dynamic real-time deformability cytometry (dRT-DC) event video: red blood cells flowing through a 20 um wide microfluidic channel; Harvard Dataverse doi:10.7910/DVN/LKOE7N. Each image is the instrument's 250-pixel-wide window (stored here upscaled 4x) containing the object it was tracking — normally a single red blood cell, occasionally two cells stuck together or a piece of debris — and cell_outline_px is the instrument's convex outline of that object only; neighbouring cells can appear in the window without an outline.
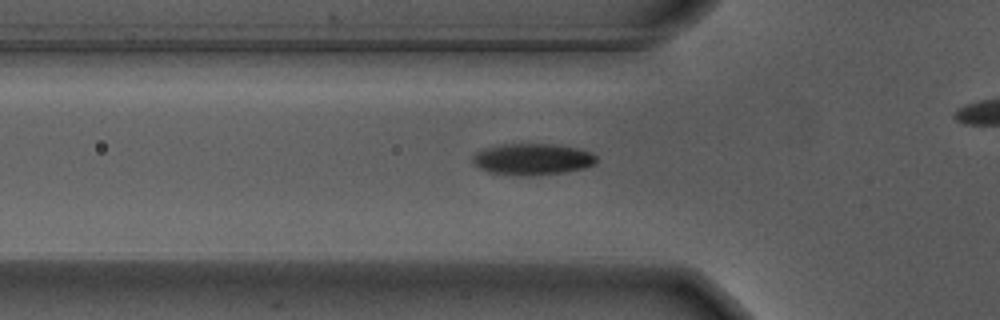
{"species": "Egyptian fruit bat (a non-hibernating species)", "species_latin": "Rousettus aegyptiacus", "temperature_condition": "warm", "stored_images_in_passage": 45, "camera_frame_rate_fps": 3000, "um_per_image_px": 0.085, "animal": {"sex": "male"}, "frame": {"image": 1, "passage_image": 18, "time_ms": 5.667, "image_size_px": [1000, 320], "cell_outline_px": [[596, 164], [584, 168], [564, 172], [532, 176], [512, 176], [488, 172], [472, 164], [472, 156], [476, 152], [488, 148], [504, 144], [552, 144], [576, 148], [592, 152], [596, 156]], "centroid_in_image_um": [45.24, 13.55], "position_along_channel_um": 80.6, "area_um2": 22.83}}
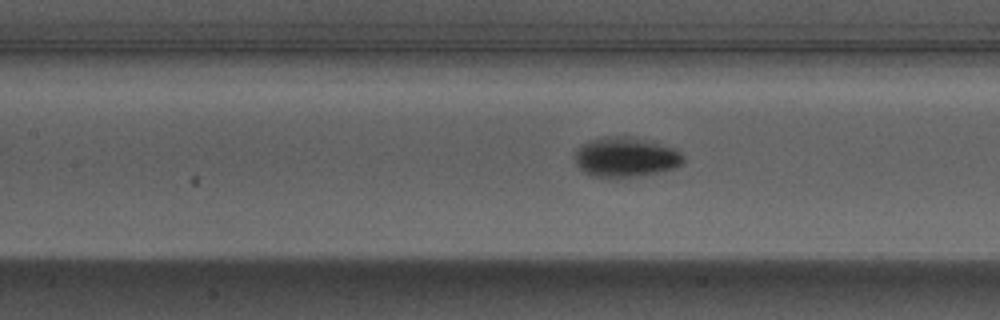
{"frame": {"image": 2, "passage_image": 24, "time_ms": 7.667, "image_size_px": [1000, 320], "cell_outline_px": [[684, 160], [680, 164], [672, 168], [656, 172], [636, 176], [608, 180], [588, 176], [576, 164], [576, 152], [584, 144], [592, 140], [604, 136], [632, 136], [656, 140], [676, 148], [684, 156]], "centroid_in_image_um": [53.2, 13.36], "position_along_channel_um": 154.2, "area_um2": 25.78}}
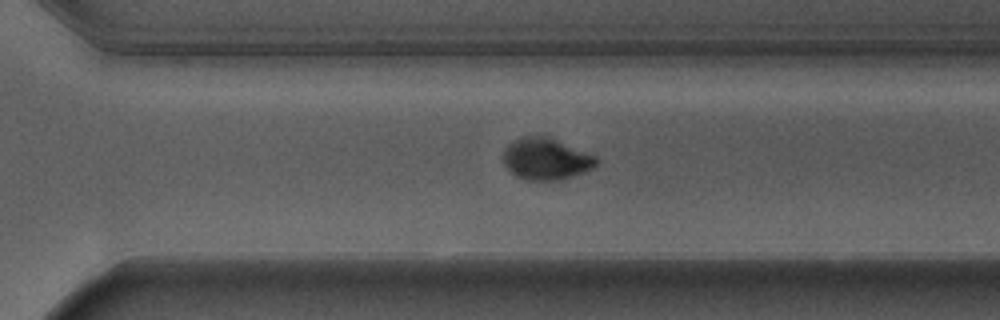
{"frame": {"image": 3, "passage_image": 38, "time_ms": 12.333, "image_size_px": [1000, 320], "cell_outline_px": [[600, 160], [592, 168], [572, 176], [556, 180], [524, 180], [516, 176], [504, 164], [504, 148], [512, 140], [524, 136], [544, 136], [556, 140], [596, 156]], "centroid_in_image_um": [46.38, 13.51], "position_along_channel_um": 324.2, "area_um2": 22.31}}